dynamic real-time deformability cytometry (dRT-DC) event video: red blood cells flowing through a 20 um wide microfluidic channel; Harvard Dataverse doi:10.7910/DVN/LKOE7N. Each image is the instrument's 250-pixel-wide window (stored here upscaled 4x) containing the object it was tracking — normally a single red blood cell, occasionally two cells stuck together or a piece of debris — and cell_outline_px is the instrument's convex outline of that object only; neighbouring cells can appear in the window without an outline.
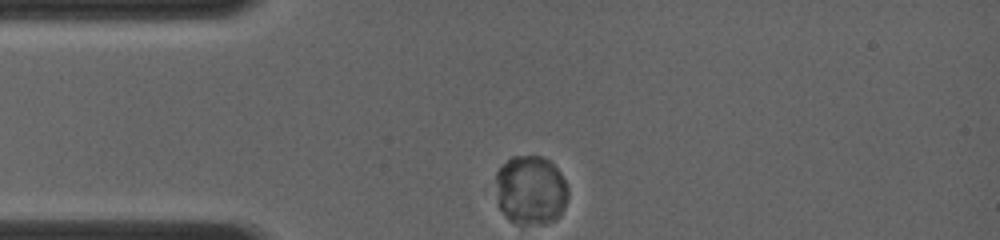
{"species": "common noctule bat (a hibernating species)", "species_latin": "Nyctalus noctula", "temperature_condition": "room temperature", "stored_images_in_passage": 29, "camera_frame_rate_fps": 4000, "um_per_image_px": 0.085, "animal": {"sex": "female", "body_mass_g": 19.0, "forearm_length_mm": 56.7}, "frame": {"image": 1, "passage_image": 1, "time_ms": 0.0, "image_size_px": [1000, 240], "cell_outline_px": [[568, 196], [564, 208], [560, 216], [556, 220], [548, 224], [516, 224], [508, 220], [500, 208], [492, 184], [492, 180], [496, 172], [512, 156], [540, 156], [548, 160], [560, 172], [568, 188]], "centroid_in_image_um": [45.07, 16.19], "position_along_channel_um": 39.9, "area_um2": 29.88}}
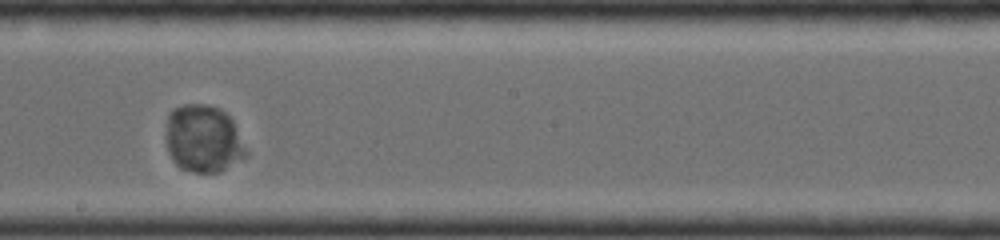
{"frame": {"image": 2, "passage_image": 16, "time_ms": 5.25, "image_size_px": [1000, 240], "cell_outline_px": [[248, 156], [244, 160], [220, 172], [192, 172], [180, 168], [176, 164], [168, 152], [168, 112], [172, 108], [184, 104], [208, 104], [220, 108], [232, 120], [248, 152]], "centroid_in_image_um": [17.32, 11.81], "position_along_channel_um": 230.9, "area_um2": 31.62}}
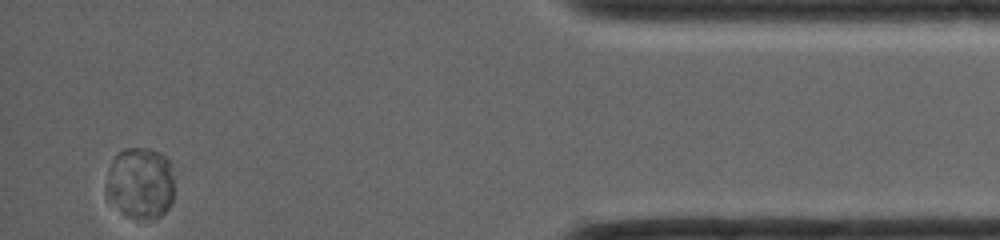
{"frame": {"image": 3, "passage_image": 29, "time_ms": 11.0, "image_size_px": [1000, 240], "cell_outline_px": [[172, 204], [156, 220], [152, 220], [128, 216], [104, 196], [104, 184], [112, 160], [116, 152], [124, 148], [148, 148], [160, 152], [172, 164]], "centroid_in_image_um": [11.9, 15.55], "position_along_channel_um": 423.3, "area_um2": 28.9}}